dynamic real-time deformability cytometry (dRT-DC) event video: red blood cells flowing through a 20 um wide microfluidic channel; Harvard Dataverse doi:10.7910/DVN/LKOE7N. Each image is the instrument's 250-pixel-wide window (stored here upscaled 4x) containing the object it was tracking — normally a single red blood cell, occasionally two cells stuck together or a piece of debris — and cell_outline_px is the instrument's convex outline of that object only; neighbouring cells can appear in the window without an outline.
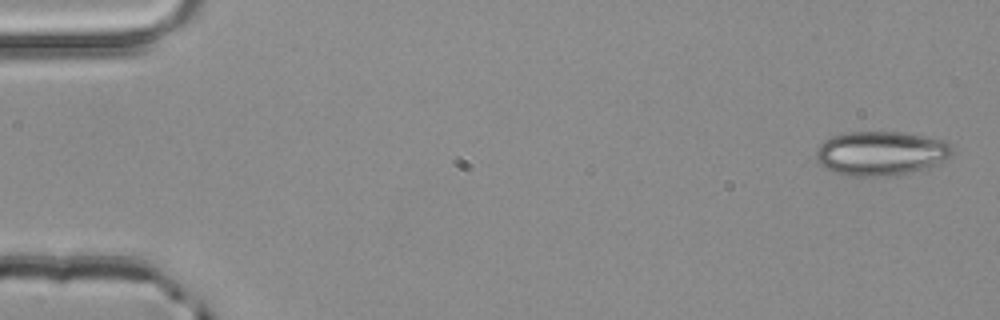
{"species": "common noctule bat (a hibernating species)", "species_latin": "Nyctalus noctula", "temperature_condition": "room temperature", "stored_images_in_passage": 4, "camera_frame_rate_fps": 3000, "um_per_image_px": 0.085, "animal": {"sex": "male", "body_mass_g": 20.4}, "frame": {"image": 1, "passage_image": 1, "time_ms": 0.0, "image_size_px": [1000, 320], "cell_outline_px": [[952, 152], [948, 156], [936, 164], [924, 168], [908, 172], [872, 176], [856, 176], [836, 172], [820, 164], [816, 160], [816, 148], [824, 140], [832, 136], [848, 132], [904, 132], [948, 140], [952, 144]], "centroid_in_image_um": [74.88, 12.99], "position_along_channel_um": 10.1, "area_um2": 34.68}}